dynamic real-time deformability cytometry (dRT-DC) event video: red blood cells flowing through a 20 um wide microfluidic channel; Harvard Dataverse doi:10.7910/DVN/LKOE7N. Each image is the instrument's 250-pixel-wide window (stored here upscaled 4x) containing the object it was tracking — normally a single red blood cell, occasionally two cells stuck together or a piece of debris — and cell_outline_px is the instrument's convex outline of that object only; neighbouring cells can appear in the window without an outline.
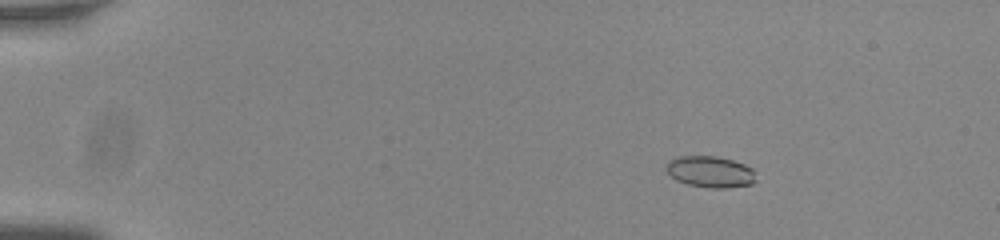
{"species": "common noctule bat (a hibernating species)", "species_latin": "Nyctalus noctula", "temperature_condition": "room temperature", "stored_images_in_passage": 57, "camera_frame_rate_fps": 3000, "um_per_image_px": 0.085, "animal": {"sex": "male", "body_mass_g": 20.0, "forearm_length_mm": 53.3}, "frame": {"image": 1, "passage_image": 10, "time_ms": 3.0, "image_size_px": [1000, 240], "cell_outline_px": [[756, 180], [752, 184], [728, 188], [708, 188], [688, 184], [676, 180], [668, 172], [668, 160], [676, 156], [716, 156], [732, 160], [744, 164], [752, 168]], "centroid_in_image_um": [60.39, 14.6], "position_along_channel_um": 24.6, "area_um2": 16.36}}
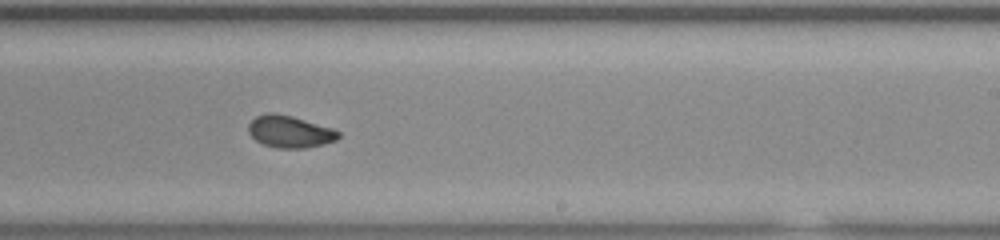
{"frame": {"image": 2, "passage_image": 37, "time_ms": 12.0, "image_size_px": [1000, 240], "cell_outline_px": [[340, 136], [336, 140], [324, 144], [304, 148], [276, 148], [264, 144], [256, 140], [248, 132], [248, 124], [256, 116], [268, 112], [276, 112], [292, 116], [332, 128], [340, 132]], "centroid_in_image_um": [24.62, 11.18], "position_along_channel_um": 264.4, "area_um2": 16.82}}
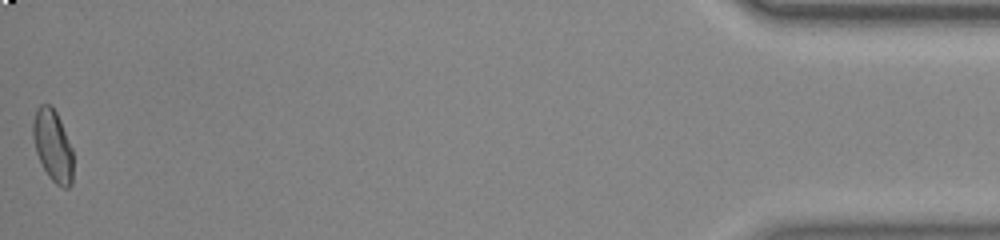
{"frame": {"image": 3, "passage_image": 57, "time_ms": 18.667, "image_size_px": [1000, 240], "cell_outline_px": [[72, 184], [68, 188], [64, 188], [56, 184], [48, 176], [36, 152], [32, 136], [32, 120], [36, 108], [40, 104], [48, 104], [56, 112], [60, 120], [72, 148]], "centroid_in_image_um": [4.47, 12.37], "position_along_channel_um": 430.7, "area_um2": 16.76}, "authors_computed_cell_mechanics": {"area_um2": 16.762, "velocity_mm_per_s": 3.777, "shape_relaxation_time_tau1_ms": null, "shape_relaxation_time_tau2_ms": 1.4821, "deformation_change_tau1": null, "deformation_change_tau2": 0.0531}}